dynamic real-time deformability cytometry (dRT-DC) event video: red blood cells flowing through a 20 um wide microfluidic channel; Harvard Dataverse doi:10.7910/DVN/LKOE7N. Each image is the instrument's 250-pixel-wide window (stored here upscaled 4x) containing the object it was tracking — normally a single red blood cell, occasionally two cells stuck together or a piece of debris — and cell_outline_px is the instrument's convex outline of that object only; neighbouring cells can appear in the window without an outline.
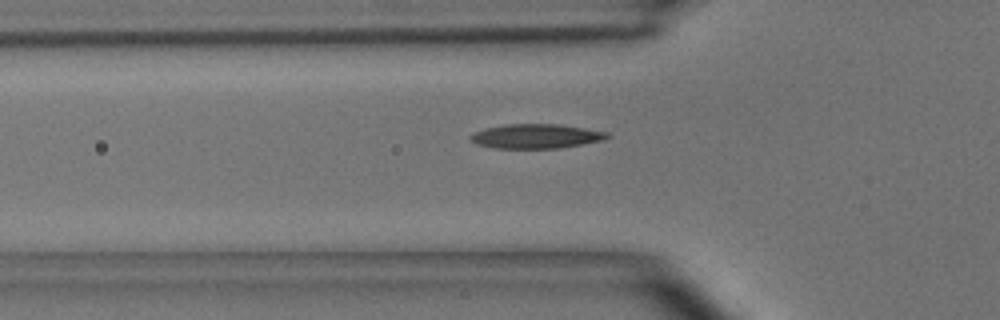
{"species": "common noctule bat (a hibernating species)", "species_latin": "Nyctalus noctula", "temperature_condition": "room temperature", "stored_images_in_passage": 39, "camera_frame_rate_fps": 3000, "um_per_image_px": 0.085, "animal": {"sex": "male", "body_mass_g": 15.6}, "frame": {"image": 1, "passage_image": 7, "time_ms": 2.0, "image_size_px": [1000, 320], "cell_outline_px": [[612, 136], [604, 140], [556, 148], [492, 148], [476, 144], [468, 136], [472, 132], [484, 128], [504, 124], [560, 124], [608, 132]], "centroid_in_image_um": [45.53, 11.57], "position_along_channel_um": 80.3, "area_um2": 19.54}}
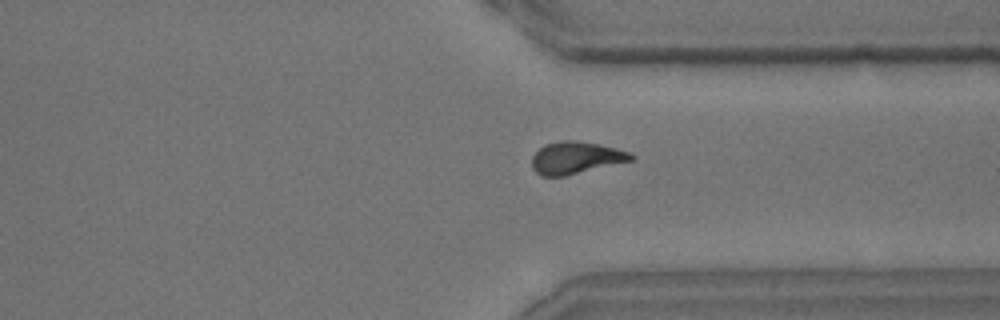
{"frame": {"image": 2, "passage_image": 30, "time_ms": 9.667, "image_size_px": [1000, 320], "cell_outline_px": [[636, 160], [564, 176], [540, 176], [532, 168], [532, 156], [544, 144], [560, 140], [572, 140], [600, 144], [632, 152], [636, 156]], "centroid_in_image_um": [49.0, 13.41], "position_along_channel_um": 362.4, "area_um2": 18.9}}
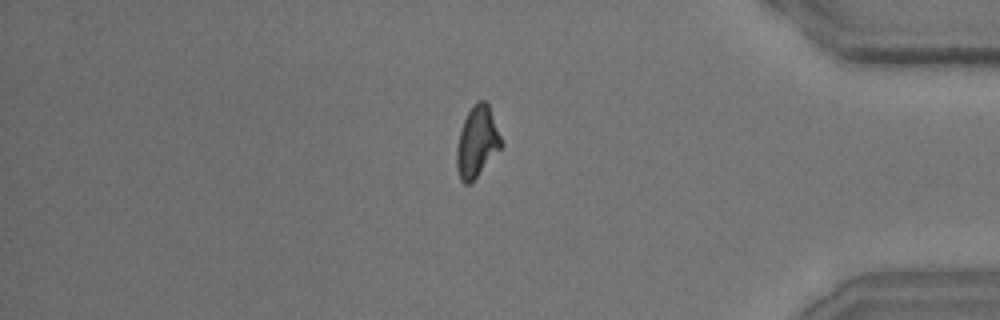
{"frame": {"image": 3, "passage_image": 35, "time_ms": 11.333, "image_size_px": [1000, 320], "cell_outline_px": [[504, 144], [476, 176], [468, 184], [464, 184], [460, 180], [456, 168], [456, 148], [460, 132], [464, 120], [472, 104], [476, 100], [484, 100], [488, 104]], "centroid_in_image_um": [40.53, 12.03], "position_along_channel_um": 394.7, "area_um2": 18.21}, "authors_computed_cell_mechanics": {"area_um2": 18.496, "velocity_mm_per_s": 3.6629, "shape_relaxation_time_tau1_ms": 6.1554, "shape_relaxation_time_tau2_ms": 4.4352, "deformation_change_tau1": 0.1929, "deformation_change_tau2": 0.1209}}